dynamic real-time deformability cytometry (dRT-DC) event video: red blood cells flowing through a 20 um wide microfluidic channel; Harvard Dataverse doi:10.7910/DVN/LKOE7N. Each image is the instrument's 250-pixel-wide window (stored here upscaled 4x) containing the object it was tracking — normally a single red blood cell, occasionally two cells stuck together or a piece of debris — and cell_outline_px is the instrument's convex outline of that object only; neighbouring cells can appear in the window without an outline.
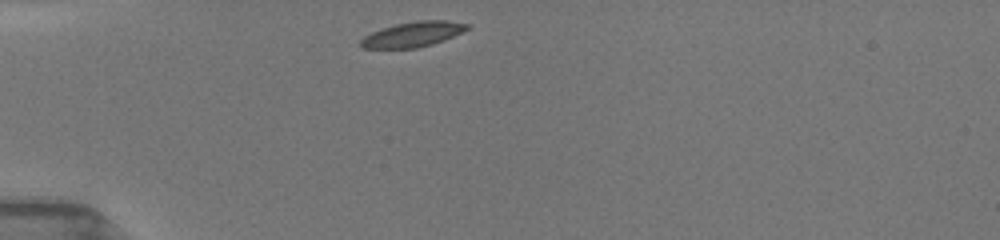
{"species": "common noctule bat (a hibernating species)", "species_latin": "Nyctalus noctula", "temperature_condition": "room temperature", "stored_images_in_passage": 3, "camera_frame_rate_fps": 3000, "um_per_image_px": 0.085, "animal": {"sex": "female", "body_mass_g": 19.5, "forearm_length_mm": 54.1}, "frame": {"image": 1, "passage_image": 1, "time_ms": 0.0, "image_size_px": [1000, 240], "cell_outline_px": [[472, 28], [444, 40], [432, 44], [416, 48], [360, 48], [360, 40], [364, 36], [380, 28], [396, 24], [420, 20], [448, 20], [472, 24]], "centroid_in_image_um": [35.14, 2.9], "position_along_channel_um": 49.9, "area_um2": 15.78}}
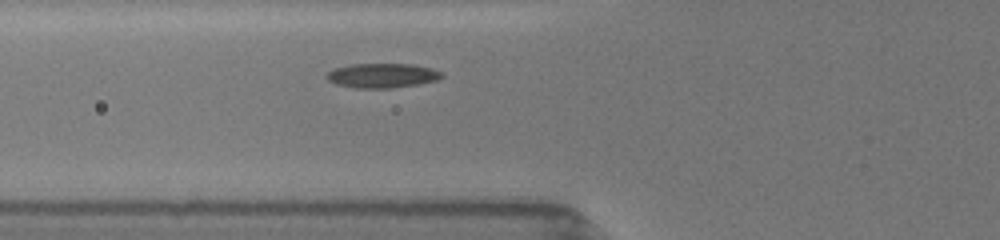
{"frame": {"image": 2, "passage_image": 3, "time_ms": 1.667, "image_size_px": [1000, 240], "cell_outline_px": [[444, 76], [436, 80], [416, 84], [392, 88], [356, 88], [336, 84], [328, 80], [324, 76], [328, 72], [336, 68], [348, 64], [412, 64], [432, 68], [444, 72]], "centroid_in_image_um": [32.49, 6.41], "position_along_channel_um": 93.3, "area_um2": 16.47}}